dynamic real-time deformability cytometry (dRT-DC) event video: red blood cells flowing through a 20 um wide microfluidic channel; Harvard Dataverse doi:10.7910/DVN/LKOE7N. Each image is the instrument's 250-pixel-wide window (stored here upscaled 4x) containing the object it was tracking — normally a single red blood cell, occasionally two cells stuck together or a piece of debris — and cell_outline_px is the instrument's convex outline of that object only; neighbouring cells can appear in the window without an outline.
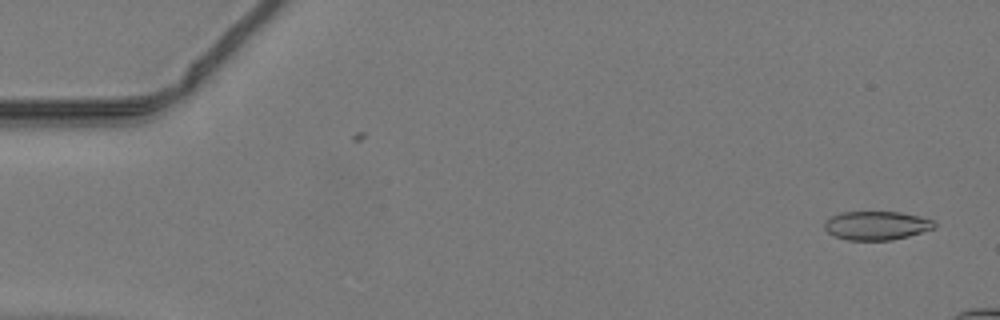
{"species": "common noctule bat (a hibernating species)", "species_latin": "Nyctalus noctula", "temperature_condition": "warm", "stored_images_in_passage": 12, "camera_frame_rate_fps": 3000, "um_per_image_px": 0.085, "animal": {"sex": "male", "body_mass_g": 19.2, "forearm_length_mm": 51.8}, "frame": {"image": 1, "passage_image": 1, "time_ms": 0.0, "image_size_px": [1000, 320], "cell_outline_px": [[936, 228], [908, 236], [892, 240], [848, 240], [836, 236], [828, 232], [824, 228], [824, 220], [840, 212], [900, 212], [920, 216], [932, 220], [936, 224]], "centroid_in_image_um": [74.51, 19.16], "position_along_channel_um": 10.5, "area_um2": 18.44}}